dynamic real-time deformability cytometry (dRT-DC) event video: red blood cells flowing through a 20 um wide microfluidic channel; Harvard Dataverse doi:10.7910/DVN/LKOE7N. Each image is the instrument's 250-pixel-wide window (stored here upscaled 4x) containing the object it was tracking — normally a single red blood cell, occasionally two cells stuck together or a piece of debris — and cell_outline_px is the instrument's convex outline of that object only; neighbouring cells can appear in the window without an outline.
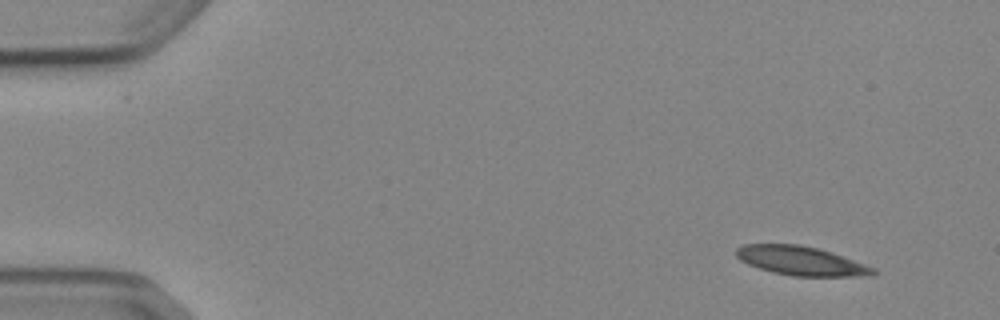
{"species": "Egyptian fruit bat (a non-hibernating species)", "species_latin": "Rousettus aegyptiacus", "temperature_condition": "cold", "stored_images_in_passage": 4, "camera_frame_rate_fps": 3000, "um_per_image_px": 0.085, "animal": {"sex": "female"}, "frame": {"image": 1, "passage_image": 1, "time_ms": 0.0, "image_size_px": [1000, 320], "cell_outline_px": [[880, 272], [872, 276], [792, 276], [772, 272], [748, 264], [740, 260], [736, 256], [736, 248], [744, 244], [800, 244], [816, 248], [876, 268]], "centroid_in_image_um": [68.09, 22.18], "position_along_channel_um": 16.9, "area_um2": 23.0}}